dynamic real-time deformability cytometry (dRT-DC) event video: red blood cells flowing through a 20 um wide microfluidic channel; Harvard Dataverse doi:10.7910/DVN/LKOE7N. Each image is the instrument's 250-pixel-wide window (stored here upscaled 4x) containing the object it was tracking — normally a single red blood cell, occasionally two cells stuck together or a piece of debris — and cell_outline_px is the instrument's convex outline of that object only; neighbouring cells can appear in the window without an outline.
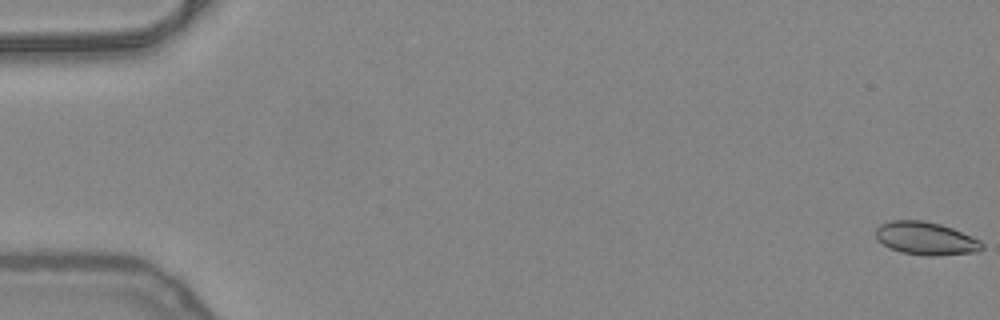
{"species": "common noctule bat (a hibernating species)", "species_latin": "Nyctalus noctula", "temperature_condition": "warm", "stored_images_in_passage": 53, "camera_frame_rate_fps": 3000, "um_per_image_px": 0.085, "animal": {"sex": "female", "body_mass_g": 24.6, "forearm_length_mm": 56.2}, "frame": {"image": 1, "passage_image": 1, "time_ms": 0.0, "image_size_px": [1000, 320], "cell_outline_px": [[984, 248], [976, 252], [936, 256], [924, 256], [900, 252], [888, 248], [876, 236], [876, 228], [880, 224], [892, 220], [924, 220], [940, 224], [952, 228], [980, 240], [984, 244]], "centroid_in_image_um": [78.7, 20.27], "position_along_channel_um": 6.3, "area_um2": 20.52}}
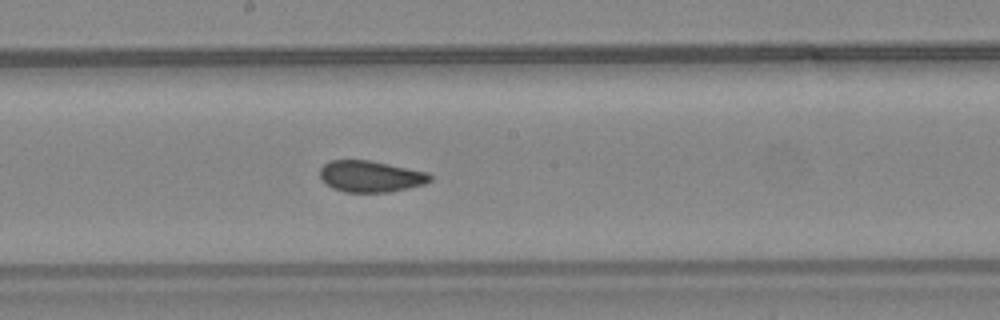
{"frame": {"image": 2, "passage_image": 29, "time_ms": 9.333, "image_size_px": [1000, 320], "cell_outline_px": [[432, 180], [424, 184], [408, 188], [388, 192], [344, 192], [332, 188], [320, 180], [320, 168], [324, 164], [332, 160], [368, 160], [428, 172], [432, 176]], "centroid_in_image_um": [31.48, 15.0], "position_along_channel_um": 216.7, "area_um2": 20.17}}
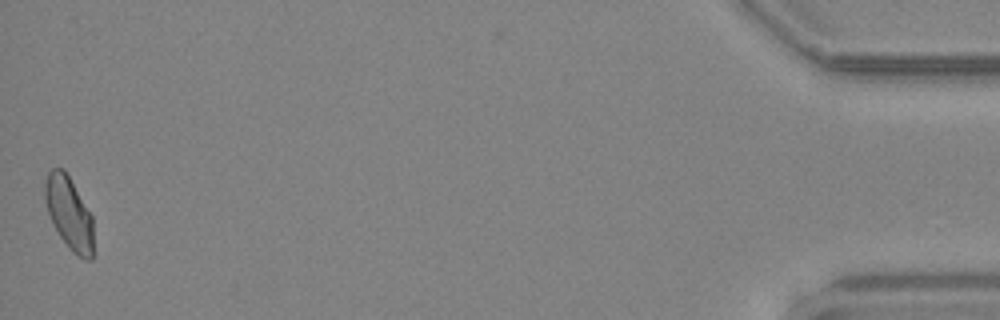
{"frame": {"image": 3, "passage_image": 52, "time_ms": 17.0, "image_size_px": [1000, 320], "cell_outline_px": [[92, 260], [84, 260], [72, 252], [68, 248], [60, 236], [48, 212], [44, 200], [44, 184], [48, 172], [52, 168], [64, 168], [92, 216]], "centroid_in_image_um": [5.85, 18.11], "position_along_channel_um": 429.3, "area_um2": 20.35}, "authors_computed_cell_mechanics": {"area_um2": 20.6346, "velocity_mm_per_s": 4.012, "shape_relaxation_time_tau1_ms": null, "shape_relaxation_time_tau2_ms": 0.967, "deformation_change_tau1": null, "deformation_change_tau2": 0.0513}}